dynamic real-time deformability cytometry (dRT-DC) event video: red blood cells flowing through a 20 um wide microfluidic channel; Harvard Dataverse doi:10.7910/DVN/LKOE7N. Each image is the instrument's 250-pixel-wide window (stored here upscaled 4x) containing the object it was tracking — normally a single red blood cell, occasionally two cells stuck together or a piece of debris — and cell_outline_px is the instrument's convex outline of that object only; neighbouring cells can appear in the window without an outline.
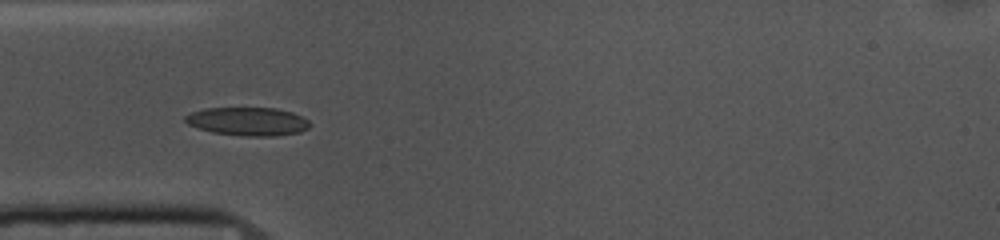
{"species": "common noctule bat (a hibernating species)", "species_latin": "Nyctalus noctula", "temperature_condition": "cold", "stored_images_in_passage": 12, "camera_frame_rate_fps": 3000, "um_per_image_px": 0.085, "animal": {"sex": "female", "body_mass_g": 10.0, "forearm_length_mm": 53.1}, "frame": {"image": 1, "passage_image": 6, "time_ms": 1.667, "image_size_px": [1000, 240], "cell_outline_px": [[308, 128], [300, 132], [276, 136], [244, 136], [212, 132], [188, 124], [184, 120], [184, 116], [192, 112], [204, 108], [276, 108], [292, 112], [308, 120]], "centroid_in_image_um": [21.05, 10.32], "position_along_channel_um": 63.9, "area_um2": 20.46}}